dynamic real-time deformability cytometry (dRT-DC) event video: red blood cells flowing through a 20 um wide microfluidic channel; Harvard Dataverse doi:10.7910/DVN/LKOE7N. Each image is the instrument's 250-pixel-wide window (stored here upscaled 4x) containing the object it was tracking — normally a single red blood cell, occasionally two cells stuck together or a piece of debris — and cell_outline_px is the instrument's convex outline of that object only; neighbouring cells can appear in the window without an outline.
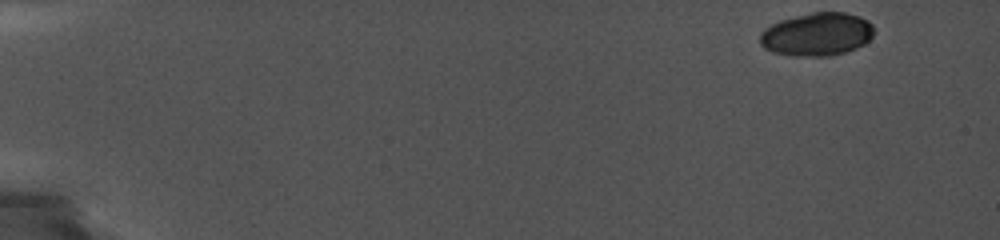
{"species": "common noctule bat (a hibernating species)", "species_latin": "Nyctalus noctula", "temperature_condition": "cold", "stored_images_in_passage": 13, "camera_frame_rate_fps": 5000, "um_per_image_px": 0.085, "animal": {"sex": "female", "body_mass_g": 19.0, "forearm_length_mm": 56.7}, "frame": {"image": 1, "passage_image": 1, "time_ms": 0.0, "image_size_px": [1000, 240], "cell_outline_px": [[872, 36], [864, 44], [856, 48], [844, 52], [828, 56], [792, 56], [772, 52], [764, 48], [760, 44], [760, 32], [764, 28], [780, 20], [812, 12], [844, 12], [860, 16], [868, 20], [872, 24]], "centroid_in_image_um": [69.41, 2.91], "position_along_channel_um": 15.6, "area_um2": 28.73}}